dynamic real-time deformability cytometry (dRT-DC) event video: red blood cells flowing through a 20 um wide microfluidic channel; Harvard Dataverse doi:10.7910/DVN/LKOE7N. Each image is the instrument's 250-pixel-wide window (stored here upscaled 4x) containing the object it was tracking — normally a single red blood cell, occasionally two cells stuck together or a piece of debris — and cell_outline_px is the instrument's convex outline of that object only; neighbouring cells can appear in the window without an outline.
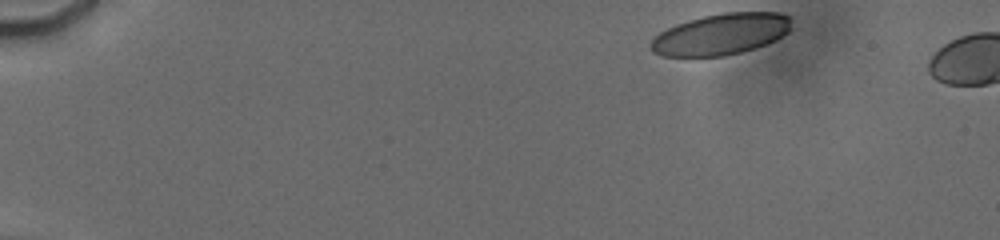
{"species": "human", "species_latin": "Homo sapiens", "temperature_condition": "cold", "stored_images_in_passage": 4, "camera_frame_rate_fps": 3000, "um_per_image_px": 0.085, "donor": {"sex": "male"}, "frame": {"image": 1, "passage_image": 1, "time_ms": 0.0, "image_size_px": [1000, 240], "cell_outline_px": [[788, 32], [776, 40], [756, 48], [724, 56], [664, 56], [652, 52], [648, 48], [648, 44], [660, 32], [676, 24], [688, 20], [704, 16], [724, 12], [780, 12], [788, 16]], "centroid_in_image_um": [61.23, 2.91], "position_along_channel_um": 23.8, "area_um2": 33.7}}